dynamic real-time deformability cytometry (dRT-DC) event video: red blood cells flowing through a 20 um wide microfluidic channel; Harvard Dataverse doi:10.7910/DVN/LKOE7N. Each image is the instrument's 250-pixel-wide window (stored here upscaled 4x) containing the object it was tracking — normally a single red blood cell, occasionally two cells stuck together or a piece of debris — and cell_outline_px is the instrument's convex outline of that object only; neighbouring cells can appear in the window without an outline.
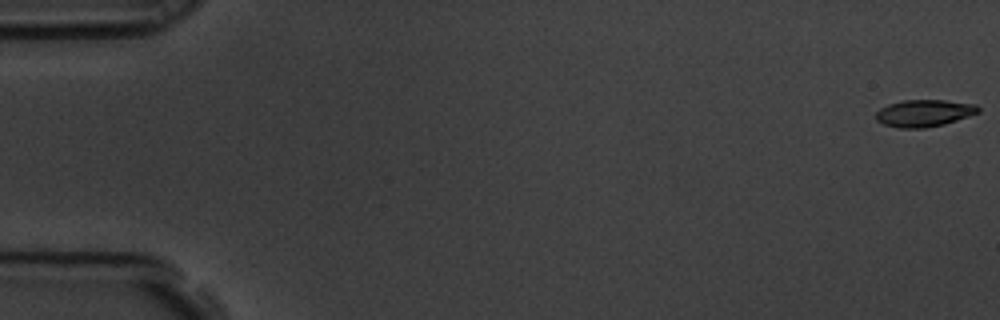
{"species": "common noctule bat (a hibernating species)", "species_latin": "Nyctalus noctula", "temperature_condition": "room temperature", "stored_images_in_passage": 5, "camera_frame_rate_fps": 3000, "um_per_image_px": 0.085, "animal": {"sex": "male", "body_mass_g": 19.5, "forearm_length_mm": 54.6}, "frame": {"image": 1, "passage_image": 1, "time_ms": 0.0, "image_size_px": [1000, 320], "cell_outline_px": [[980, 112], [944, 124], [924, 128], [900, 128], [884, 124], [876, 120], [876, 112], [880, 108], [888, 104], [904, 100], [944, 100], [976, 104], [980, 108]], "centroid_in_image_um": [78.55, 9.61], "position_along_channel_um": 6.5, "area_um2": 16.07}}